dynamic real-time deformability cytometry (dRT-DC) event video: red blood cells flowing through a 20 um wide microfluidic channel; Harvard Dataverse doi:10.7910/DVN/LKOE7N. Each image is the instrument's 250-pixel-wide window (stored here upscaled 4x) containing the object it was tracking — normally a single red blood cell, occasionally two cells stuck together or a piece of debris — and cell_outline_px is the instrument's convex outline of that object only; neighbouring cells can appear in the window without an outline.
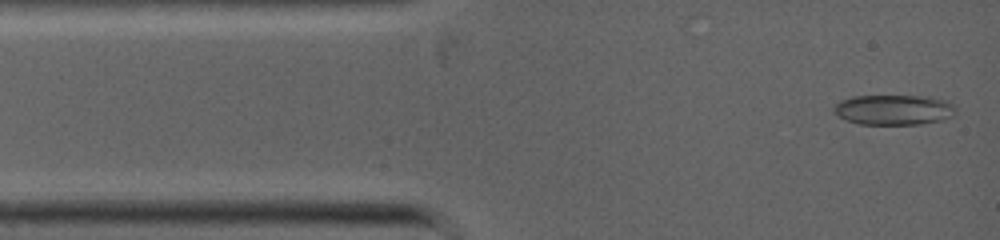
{"species": "common noctule bat (a hibernating species)", "species_latin": "Nyctalus noctula", "temperature_condition": "warm", "stored_images_in_passage": 4, "camera_frame_rate_fps": 5000, "um_per_image_px": 0.085, "animal": {"sex": "female", "body_mass_g": 19.0, "forearm_length_mm": 53.3}, "frame": {"image": 1, "passage_image": 1, "time_ms": 0.0, "image_size_px": [1000, 240], "cell_outline_px": [[956, 108], [952, 116], [940, 120], [920, 124], [860, 124], [848, 120], [840, 116], [832, 108], [840, 100], [852, 96], [928, 96], [948, 100]], "centroid_in_image_um": [75.99, 9.32], "position_along_channel_um": 9.0, "area_um2": 21.33}}
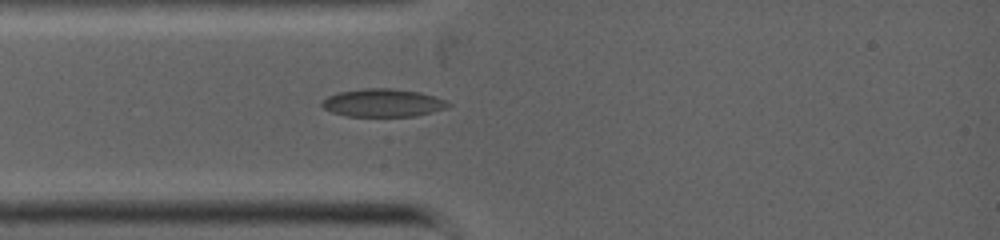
{"frame": {"image": 2, "passage_image": 4, "time_ms": 2.0, "image_size_px": [1000, 240], "cell_outline_px": [[452, 104], [448, 108], [416, 116], [348, 116], [332, 112], [324, 108], [320, 104], [328, 96], [340, 92], [364, 88], [388, 88], [420, 92], [444, 100]], "centroid_in_image_um": [32.56, 8.74], "position_along_channel_um": 52.4, "area_um2": 20.4}}